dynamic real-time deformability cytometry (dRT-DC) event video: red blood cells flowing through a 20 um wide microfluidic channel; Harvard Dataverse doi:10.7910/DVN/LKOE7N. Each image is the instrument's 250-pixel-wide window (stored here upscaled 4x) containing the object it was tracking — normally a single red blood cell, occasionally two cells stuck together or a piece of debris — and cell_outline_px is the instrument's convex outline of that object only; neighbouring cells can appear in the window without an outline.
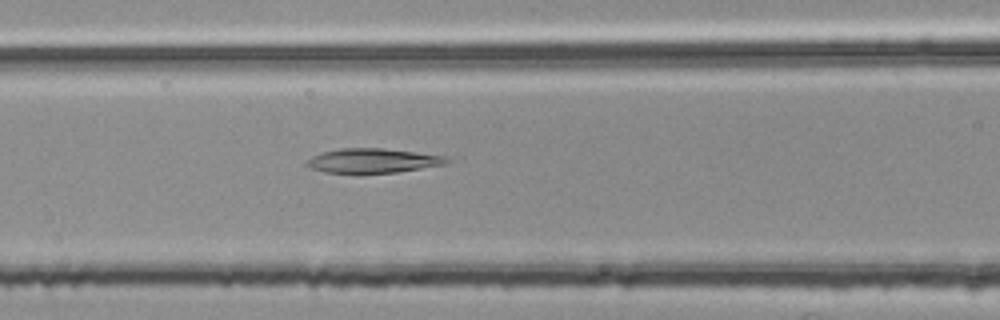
{"species": "common noctule bat (a hibernating species)", "species_latin": "Nyctalus noctula", "temperature_condition": "room temperature", "stored_images_in_passage": 50, "camera_frame_rate_fps": 3000, "um_per_image_px": 0.085, "animal": {"sex": "female", "body_mass_g": 25.1}, "frame": {"image": 1, "passage_image": 19, "time_ms": 6.0, "image_size_px": [1000, 320], "cell_outline_px": [[448, 160], [444, 164], [396, 172], [324, 172], [312, 168], [304, 164], [304, 160], [320, 152], [340, 148], [384, 148], [416, 152], [444, 156]], "centroid_in_image_um": [31.59, 13.63], "position_along_channel_um": 135.0, "area_um2": 19.59}}
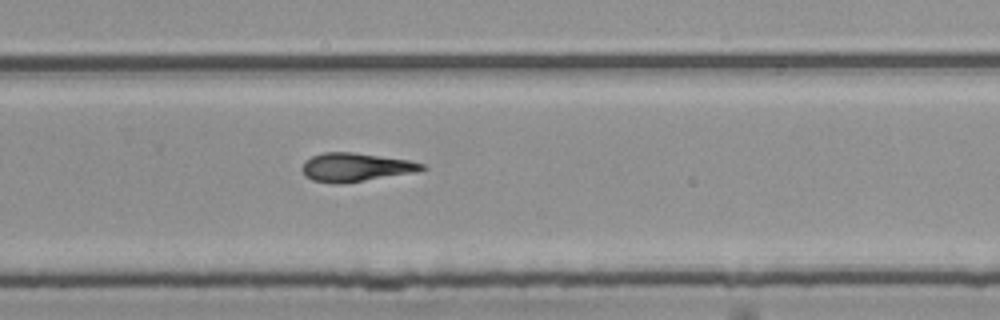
{"frame": {"image": 2, "passage_image": 32, "time_ms": 10.333, "image_size_px": [1000, 320], "cell_outline_px": [[428, 168], [416, 172], [364, 180], [312, 180], [304, 176], [300, 168], [304, 160], [312, 156], [324, 152], [352, 152], [408, 160], [424, 164]], "centroid_in_image_um": [30.23, 14.16], "position_along_channel_um": 299.6, "area_um2": 19.13}}
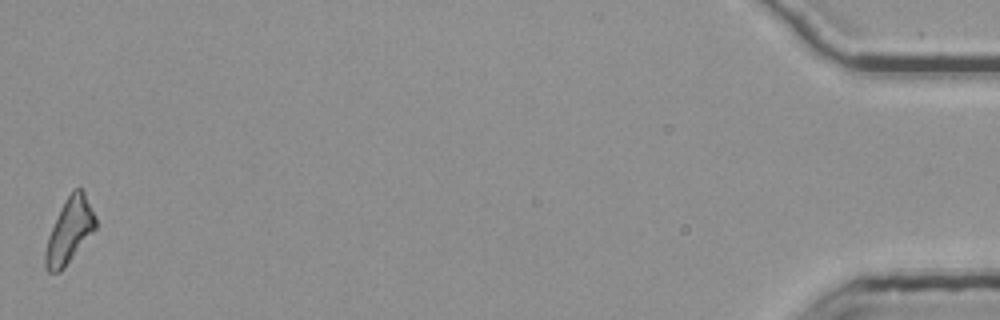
{"frame": {"image": 3, "passage_image": 50, "time_ms": 16.333, "image_size_px": [1000, 320], "cell_outline_px": [[96, 228], [64, 268], [60, 272], [48, 272], [44, 268], [44, 252], [48, 236], [72, 188], [80, 188], [84, 192], [96, 216]], "centroid_in_image_um": [5.9, 19.65], "position_along_channel_um": 429.3, "area_um2": 18.67}}